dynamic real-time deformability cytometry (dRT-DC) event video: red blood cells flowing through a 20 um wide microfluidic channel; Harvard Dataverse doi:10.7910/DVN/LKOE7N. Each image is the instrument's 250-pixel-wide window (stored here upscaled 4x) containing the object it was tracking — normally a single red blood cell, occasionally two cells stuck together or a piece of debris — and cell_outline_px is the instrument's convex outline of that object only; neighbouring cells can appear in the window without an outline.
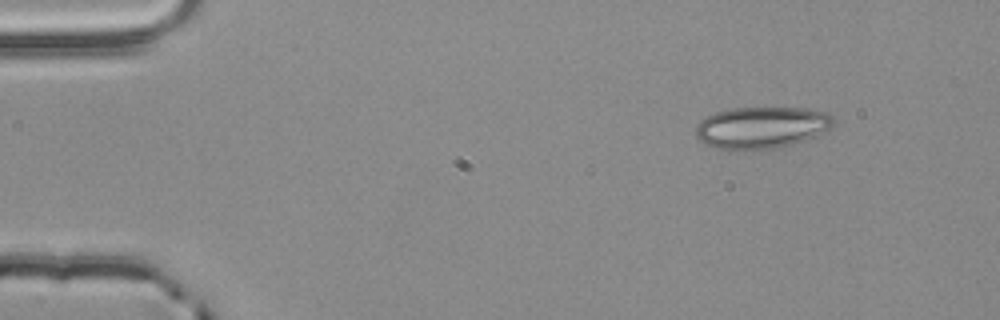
{"species": "common noctule bat (a hibernating species)", "species_latin": "Nyctalus noctula", "temperature_condition": "room temperature", "stored_images_in_passage": 2, "camera_frame_rate_fps": 3000, "um_per_image_px": 0.085, "animal": {"sex": "male", "body_mass_g": 20.4}, "frame": {"image": 1, "passage_image": 1, "time_ms": 0.0, "image_size_px": [1000, 320], "cell_outline_px": [[832, 128], [804, 140], [792, 144], [776, 148], [744, 152], [736, 152], [716, 148], [704, 144], [696, 136], [696, 124], [704, 116], [716, 112], [732, 108], [804, 108], [828, 112], [832, 116]], "centroid_in_image_um": [64.67, 10.87], "position_along_channel_um": 20.3, "area_um2": 34.1}}